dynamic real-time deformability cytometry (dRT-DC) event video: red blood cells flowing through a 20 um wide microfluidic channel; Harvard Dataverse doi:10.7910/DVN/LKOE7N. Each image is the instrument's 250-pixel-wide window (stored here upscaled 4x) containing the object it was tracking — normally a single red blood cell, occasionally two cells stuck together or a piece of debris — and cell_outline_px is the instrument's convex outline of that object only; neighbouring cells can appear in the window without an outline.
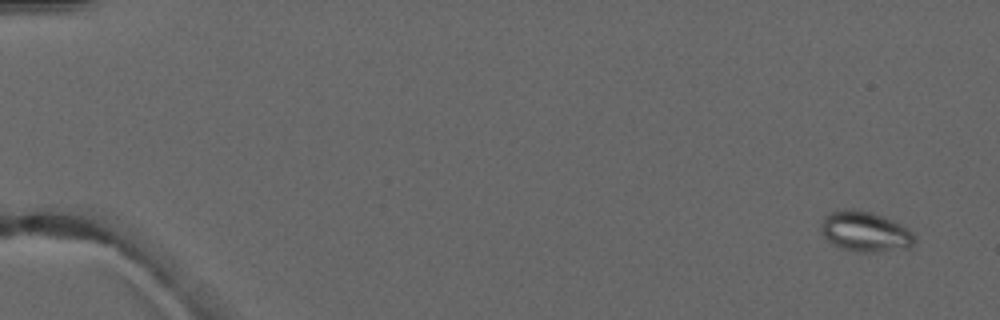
{"species": "common noctule bat (a hibernating species)", "species_latin": "Nyctalus noctula", "temperature_condition": "warm", "stored_images_in_passage": 6, "camera_frame_rate_fps": 3000, "um_per_image_px": 0.085, "animal": {"sex": "male", "forearm_length_mm": 52.5}, "frame": {"image": 1, "passage_image": 1, "time_ms": 0.0, "image_size_px": [1000, 320], "cell_outline_px": [[916, 240], [908, 248], [876, 252], [856, 252], [840, 248], [832, 244], [820, 232], [820, 224], [824, 216], [832, 212], [848, 208], [852, 208], [872, 212], [884, 216], [908, 228], [912, 232]], "centroid_in_image_um": [73.51, 19.68], "position_along_channel_um": 11.5, "area_um2": 22.2}}